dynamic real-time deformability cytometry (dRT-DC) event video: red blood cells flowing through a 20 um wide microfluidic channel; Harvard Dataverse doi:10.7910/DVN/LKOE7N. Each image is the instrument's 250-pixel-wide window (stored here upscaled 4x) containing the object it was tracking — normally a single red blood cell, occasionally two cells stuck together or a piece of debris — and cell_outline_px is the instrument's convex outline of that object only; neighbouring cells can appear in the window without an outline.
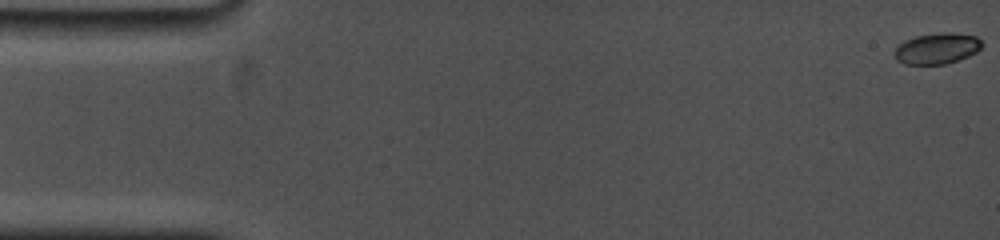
{"species": "common noctule bat (a hibernating species)", "species_latin": "Nyctalus noctula", "temperature_condition": "cold", "stored_images_in_passage": 42, "camera_frame_rate_fps": 5000, "um_per_image_px": 0.085, "animal": {"sex": "female", "body_mass_g": 19.0, "forearm_length_mm": 53.3}, "frame": {"image": 1, "passage_image": 1, "time_ms": 0.0, "image_size_px": [1000, 240], "cell_outline_px": [[984, 44], [976, 52], [968, 56], [944, 64], [904, 64], [896, 60], [892, 52], [904, 40], [916, 36], [944, 32], [952, 32], [976, 36]], "centroid_in_image_um": [79.62, 4.11], "position_along_channel_um": 5.4, "area_um2": 15.78}}
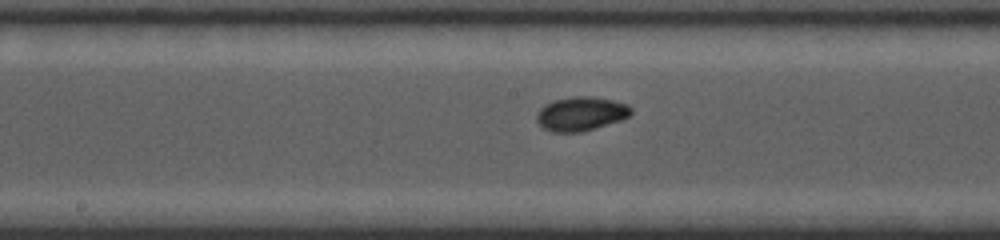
{"frame": {"image": 2, "passage_image": 23, "time_ms": 9.0, "image_size_px": [1000, 240], "cell_outline_px": [[632, 112], [628, 116], [620, 120], [580, 132], [552, 132], [544, 128], [536, 120], [536, 116], [540, 108], [544, 104], [556, 100], [572, 96], [588, 96], [612, 100], [628, 104], [632, 108]], "centroid_in_image_um": [49.36, 9.66], "position_along_channel_um": 198.8, "area_um2": 18.5}}
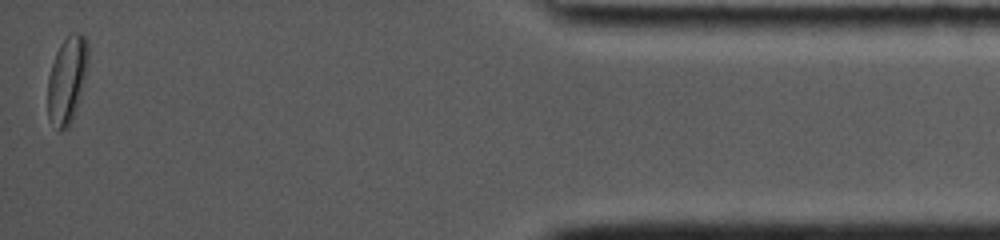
{"frame": {"image": 3, "passage_image": 42, "time_ms": 16.8, "image_size_px": [1000, 240], "cell_outline_px": [[88, 64], [80, 96], [72, 120], [68, 128], [60, 132], [48, 116], [48, 76], [56, 52], [60, 44], [68, 36], [76, 32], [80, 32], [88, 40]], "centroid_in_image_um": [5.71, 6.76], "position_along_channel_um": 429.5, "area_um2": 20.35}, "authors_computed_cell_mechanics": {"area_um2": 17.4556, "velocity_mm_per_s": 3.7144, "shape_relaxation_time_tau1_ms": 3.5938, "shape_relaxation_time_tau2_ms": 1.5693, "deformation_change_tau1": 0.1157, "deformation_change_tau2": 0.0399}}